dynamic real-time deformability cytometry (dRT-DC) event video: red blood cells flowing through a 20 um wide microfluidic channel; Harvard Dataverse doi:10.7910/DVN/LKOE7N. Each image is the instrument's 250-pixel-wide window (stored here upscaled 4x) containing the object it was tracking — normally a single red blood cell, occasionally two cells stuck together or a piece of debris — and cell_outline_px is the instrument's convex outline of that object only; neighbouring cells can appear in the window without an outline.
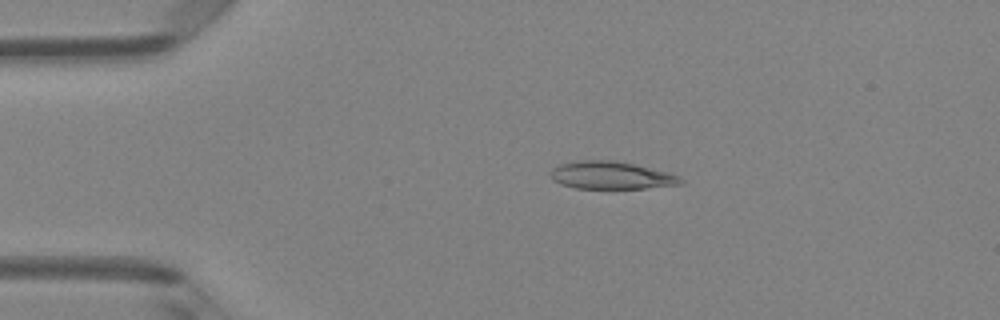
{"species": "Egyptian fruit bat (a non-hibernating species)", "species_latin": "Rousettus aegyptiacus", "temperature_condition": "room temperature", "stored_images_in_passage": 4, "camera_frame_rate_fps": 3000, "um_per_image_px": 0.085, "animal": {"sex": "female"}, "frame": {"image": 1, "passage_image": 3, "time_ms": 2.333, "image_size_px": [1000, 320], "cell_outline_px": [[684, 184], [644, 188], [576, 188], [560, 184], [552, 180], [552, 168], [560, 164], [580, 160], [612, 160], [632, 164], [668, 172], [680, 176], [684, 180]], "centroid_in_image_um": [51.97, 14.91], "position_along_channel_um": 33.0, "area_um2": 20.81}}